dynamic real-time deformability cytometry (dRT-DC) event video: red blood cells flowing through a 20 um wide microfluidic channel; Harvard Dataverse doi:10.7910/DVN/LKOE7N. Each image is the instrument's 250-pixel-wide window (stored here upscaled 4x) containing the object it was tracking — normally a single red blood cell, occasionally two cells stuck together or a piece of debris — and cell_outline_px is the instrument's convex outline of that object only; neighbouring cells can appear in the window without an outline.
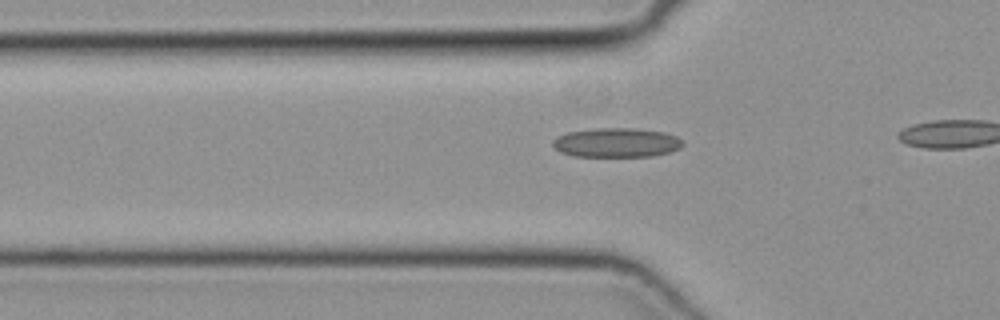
{"species": "common noctule bat (a hibernating species)", "species_latin": "Nyctalus noctula", "temperature_condition": "cold", "stored_images_in_passage": 7, "camera_frame_rate_fps": 3000, "um_per_image_px": 0.085, "animal": {"sex": "female", "body_mass_g": 19.3, "forearm_length_mm": 54.1}, "frame": {"image": 1, "passage_image": 2, "time_ms": 0.333, "image_size_px": [1000, 320], "cell_outline_px": [[684, 144], [680, 148], [668, 152], [652, 156], [572, 156], [560, 152], [552, 144], [552, 140], [556, 136], [568, 132], [592, 128], [632, 128], [664, 132], [676, 136]], "centroid_in_image_um": [52.36, 12.11], "position_along_channel_um": 73.4, "area_um2": 22.2}}
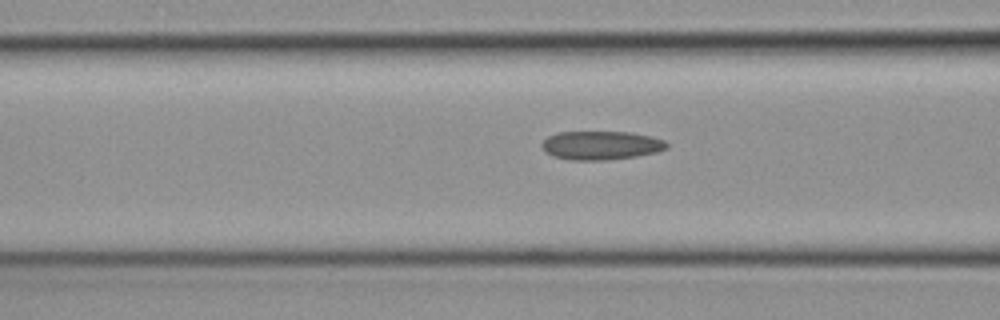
{"frame": {"image": 2, "passage_image": 5, "time_ms": 1.333, "image_size_px": [1000, 320], "cell_outline_px": [[668, 148], [656, 152], [636, 156], [608, 160], [572, 160], [556, 156], [548, 152], [540, 144], [548, 136], [556, 132], [632, 132], [652, 136], [664, 140], [668, 144]], "centroid_in_image_um": [51.13, 12.34], "position_along_channel_um": 115.5, "area_um2": 20.81}}